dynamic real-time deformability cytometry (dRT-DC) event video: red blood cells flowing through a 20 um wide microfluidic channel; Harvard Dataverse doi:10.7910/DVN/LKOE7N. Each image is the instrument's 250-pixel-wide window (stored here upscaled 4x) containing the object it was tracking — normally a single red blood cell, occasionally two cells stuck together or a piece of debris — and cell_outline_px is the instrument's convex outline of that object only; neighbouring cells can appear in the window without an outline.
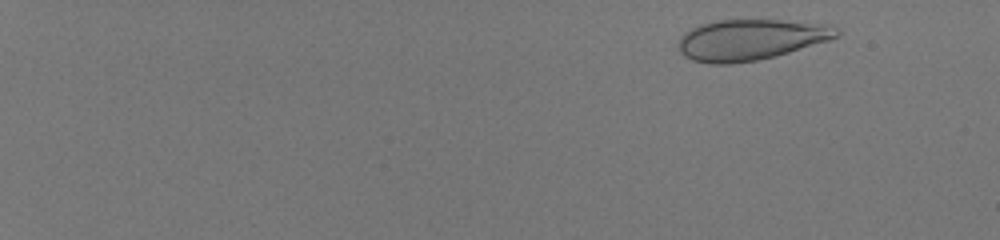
{"species": "human", "species_latin": "Homo sapiens", "temperature_condition": "room temperature", "stored_images_in_passage": 53, "camera_frame_rate_fps": 3000, "um_per_image_px": 0.085, "donor": {"sex": "male"}, "frame": {"image": 1, "passage_image": 4, "time_ms": 1.0, "image_size_px": [1000, 240], "cell_outline_px": [[840, 32], [836, 36], [828, 40], [776, 56], [756, 60], [732, 64], [712, 64], [692, 60], [684, 56], [680, 52], [680, 36], [684, 32], [700, 24], [716, 20], [780, 20], [828, 24], [836, 28]], "centroid_in_image_um": [63.77, 3.37], "position_along_channel_um": 21.2, "area_um2": 37.45}}
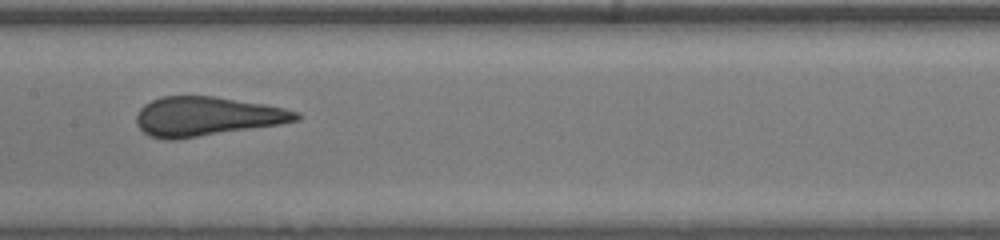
{"frame": {"image": 2, "passage_image": 32, "time_ms": 10.333, "image_size_px": [1000, 240], "cell_outline_px": [[300, 120], [280, 124], [176, 140], [164, 140], [148, 136], [136, 124], [136, 116], [140, 108], [144, 104], [160, 96], [212, 96], [264, 104], [284, 108], [300, 112]], "centroid_in_image_um": [17.54, 9.9], "position_along_channel_um": 189.9, "area_um2": 36.65}}
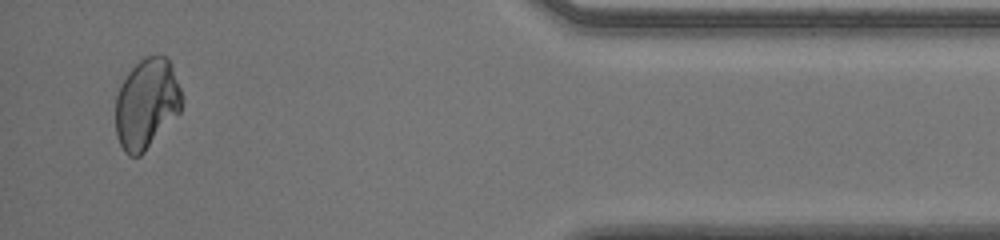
{"frame": {"image": 3, "passage_image": 52, "time_ms": 17.0, "image_size_px": [1000, 240], "cell_outline_px": [[184, 100], [180, 112], [144, 152], [140, 156], [128, 156], [124, 152], [116, 136], [116, 96], [120, 84], [128, 72], [144, 56], [164, 56], [172, 64]], "centroid_in_image_um": [12.46, 8.82], "position_along_channel_um": 422.7, "area_um2": 34.97}}